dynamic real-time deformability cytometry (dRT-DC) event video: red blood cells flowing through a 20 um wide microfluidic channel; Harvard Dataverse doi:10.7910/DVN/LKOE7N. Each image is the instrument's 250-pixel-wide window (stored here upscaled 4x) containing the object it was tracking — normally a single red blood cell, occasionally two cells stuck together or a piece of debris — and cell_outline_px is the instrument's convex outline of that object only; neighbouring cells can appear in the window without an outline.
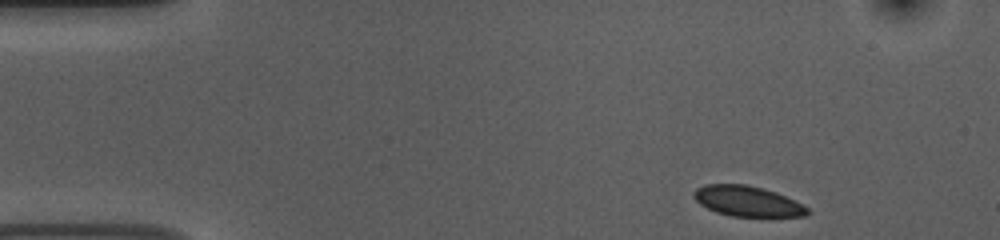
{"species": "common noctule bat (a hibernating species)", "species_latin": "Nyctalus noctula", "temperature_condition": "room temperature", "stored_images_in_passage": 48, "camera_frame_rate_fps": 3000, "um_per_image_px": 0.085, "animal": {"sex": "female", "body_mass_g": 10.0, "forearm_length_mm": 53.1}, "frame": {"image": 1, "passage_image": 1, "time_ms": 0.0, "image_size_px": [1000, 240], "cell_outline_px": [[808, 216], [732, 216], [716, 212], [700, 204], [692, 196], [692, 192], [696, 188], [704, 184], [744, 184], [776, 192], [808, 208]], "centroid_in_image_um": [63.46, 17.09], "position_along_channel_um": 21.5, "area_um2": 19.83}}
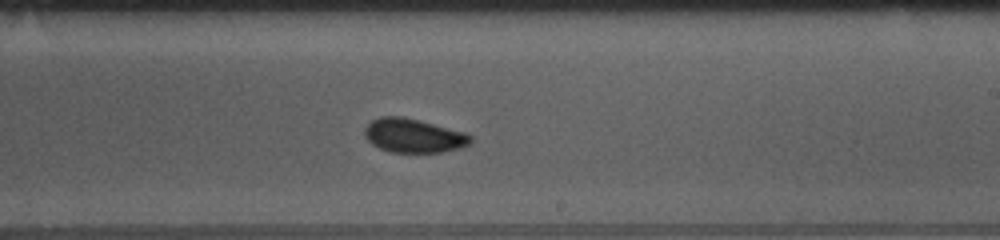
{"frame": {"image": 2, "passage_image": 26, "time_ms": 8.333, "image_size_px": [1000, 240], "cell_outline_px": [[472, 140], [468, 144], [460, 148], [440, 152], [392, 152], [380, 148], [372, 144], [364, 136], [364, 128], [372, 120], [380, 116], [400, 116], [420, 120], [464, 132], [472, 136]], "centroid_in_image_um": [35.13, 11.52], "position_along_channel_um": 253.9, "area_um2": 20.87}}
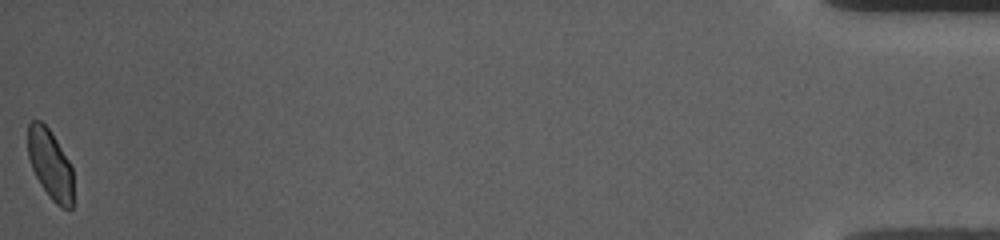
{"frame": {"image": 3, "passage_image": 48, "time_ms": 15.667, "image_size_px": [1000, 240], "cell_outline_px": [[72, 208], [60, 208], [48, 196], [40, 184], [32, 168], [28, 156], [28, 124], [32, 120], [40, 120], [48, 128], [56, 140], [68, 160], [72, 168]], "centroid_in_image_um": [4.25, 13.98], "position_along_channel_um": 430.9, "area_um2": 18.26}, "authors_computed_cell_mechanics": {"area_um2": 20.4323, "velocity_mm_per_s": 3.7243, "shape_relaxation_time_tau1_ms": 1.5376, "shape_relaxation_time_tau2_ms": 1.2319, "deformation_change_tau1": 0.065, "deformation_change_tau2": 0.0491}}